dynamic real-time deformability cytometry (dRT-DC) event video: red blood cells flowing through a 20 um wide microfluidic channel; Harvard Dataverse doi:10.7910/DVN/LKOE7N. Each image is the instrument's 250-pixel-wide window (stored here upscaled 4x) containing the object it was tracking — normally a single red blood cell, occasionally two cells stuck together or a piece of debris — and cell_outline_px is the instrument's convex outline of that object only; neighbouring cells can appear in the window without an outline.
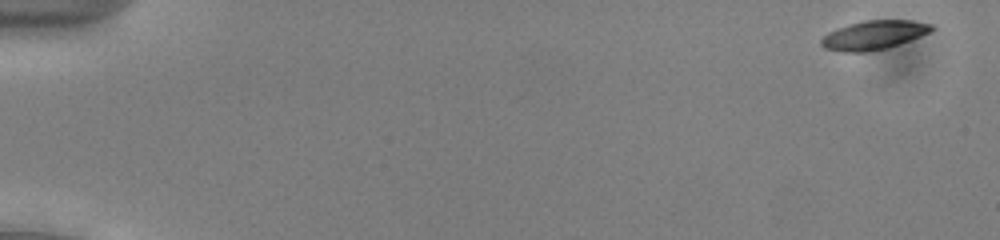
{"species": "common noctule bat (a hibernating species)", "species_latin": "Nyctalus noctula", "temperature_condition": "cold", "stored_images_in_passage": 52, "camera_frame_rate_fps": 3000, "um_per_image_px": 0.085, "animal": {"sex": "male", "body_mass_g": 13.0, "forearm_length_mm": 53.1}, "frame": {"image": 1, "passage_image": 1, "time_ms": 0.0, "image_size_px": [1000, 240], "cell_outline_px": [[936, 28], [920, 36], [888, 48], [864, 52], [840, 52], [824, 48], [820, 44], [820, 40], [828, 32], [864, 20], [912, 20], [932, 24]], "centroid_in_image_um": [74.27, 2.99], "position_along_channel_um": 10.7, "area_um2": 18.5}}
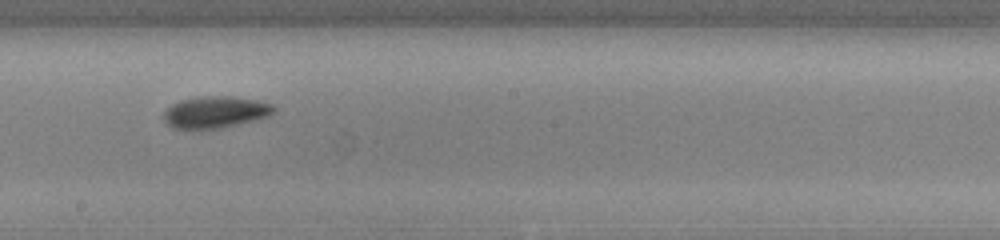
{"frame": {"image": 2, "passage_image": 30, "time_ms": 9.667, "image_size_px": [1000, 240], "cell_outline_px": [[276, 112], [268, 116], [220, 128], [172, 128], [164, 120], [164, 112], [172, 104], [180, 100], [200, 96], [232, 96], [256, 100], [272, 104], [276, 108]], "centroid_in_image_um": [18.31, 9.51], "position_along_channel_um": 229.9, "area_um2": 20.11}}
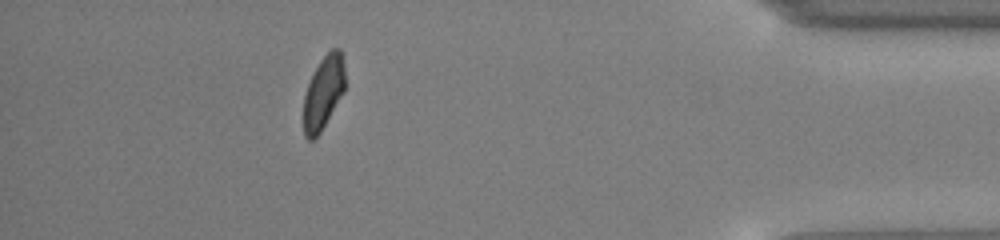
{"frame": {"image": 3, "passage_image": 47, "time_ms": 15.333, "image_size_px": [1000, 240], "cell_outline_px": [[344, 92], [320, 132], [312, 140], [308, 140], [304, 136], [304, 96], [308, 84], [320, 60], [332, 48], [340, 48], [344, 60]], "centroid_in_image_um": [27.5, 7.85], "position_along_channel_um": 407.7, "area_um2": 17.46}, "authors_computed_cell_mechanics": {"area_um2": 19.1029, "velocity_mm_per_s": 3.9186, "shape_relaxation_time_tau1_ms": 1.3192, "shape_relaxation_time_tau2_ms": 6.5632, "deformation_change_tau1": 0.092, "deformation_change_tau2": 0.1233}}